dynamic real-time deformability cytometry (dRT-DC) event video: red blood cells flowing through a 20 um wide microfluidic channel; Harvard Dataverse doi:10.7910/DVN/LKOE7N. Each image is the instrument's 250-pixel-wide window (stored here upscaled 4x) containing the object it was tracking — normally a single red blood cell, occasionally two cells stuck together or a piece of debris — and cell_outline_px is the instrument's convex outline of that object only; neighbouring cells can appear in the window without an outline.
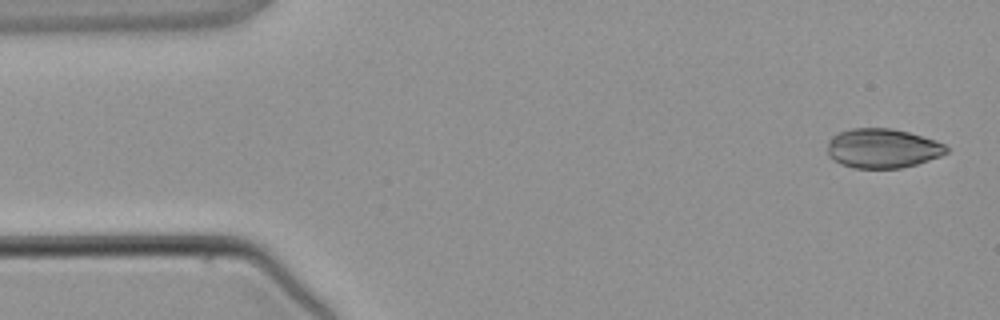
{"species": "common noctule bat (a hibernating species)", "species_latin": "Nyctalus noctula", "temperature_condition": "warm", "stored_images_in_passage": 4, "camera_frame_rate_fps": 3000, "um_per_image_px": 0.085, "animal": {"sex": "male", "body_mass_g": 21.5, "forearm_length_mm": 52.0}, "frame": {"image": 1, "passage_image": 1, "time_ms": 0.0, "image_size_px": [1000, 320], "cell_outline_px": [[948, 152], [940, 156], [916, 164], [900, 168], [852, 168], [840, 164], [832, 160], [828, 156], [828, 140], [832, 136], [840, 132], [852, 128], [892, 128], [908, 132], [936, 140], [944, 144], [948, 148]], "centroid_in_image_um": [74.99, 12.61], "position_along_channel_um": 10.0, "area_um2": 27.46}}